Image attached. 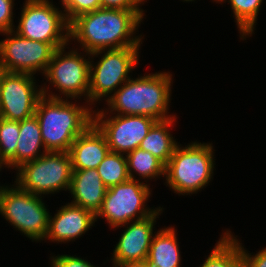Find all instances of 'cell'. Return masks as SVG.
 <instances>
[{
  "label": "cell",
  "mask_w": 266,
  "mask_h": 267,
  "mask_svg": "<svg viewBox=\"0 0 266 267\" xmlns=\"http://www.w3.org/2000/svg\"><path fill=\"white\" fill-rule=\"evenodd\" d=\"M14 1L15 0H0V33L14 30Z\"/></svg>",
  "instance_id": "obj_27"
},
{
  "label": "cell",
  "mask_w": 266,
  "mask_h": 267,
  "mask_svg": "<svg viewBox=\"0 0 266 267\" xmlns=\"http://www.w3.org/2000/svg\"><path fill=\"white\" fill-rule=\"evenodd\" d=\"M140 47L104 49L90 53L91 60L99 55L97 64L90 61L88 104L110 98L116 90L131 78L130 72L138 64ZM103 97H105L103 99ZM95 102V103H94Z\"/></svg>",
  "instance_id": "obj_6"
},
{
  "label": "cell",
  "mask_w": 266,
  "mask_h": 267,
  "mask_svg": "<svg viewBox=\"0 0 266 267\" xmlns=\"http://www.w3.org/2000/svg\"><path fill=\"white\" fill-rule=\"evenodd\" d=\"M118 267H148L146 263L124 264Z\"/></svg>",
  "instance_id": "obj_31"
},
{
  "label": "cell",
  "mask_w": 266,
  "mask_h": 267,
  "mask_svg": "<svg viewBox=\"0 0 266 267\" xmlns=\"http://www.w3.org/2000/svg\"><path fill=\"white\" fill-rule=\"evenodd\" d=\"M51 267H95L93 264L88 262L86 259L80 257L71 256L67 254L57 255L50 257Z\"/></svg>",
  "instance_id": "obj_28"
},
{
  "label": "cell",
  "mask_w": 266,
  "mask_h": 267,
  "mask_svg": "<svg viewBox=\"0 0 266 267\" xmlns=\"http://www.w3.org/2000/svg\"><path fill=\"white\" fill-rule=\"evenodd\" d=\"M212 143L178 145L165 166V183L178 195L197 194L209 184L215 169Z\"/></svg>",
  "instance_id": "obj_4"
},
{
  "label": "cell",
  "mask_w": 266,
  "mask_h": 267,
  "mask_svg": "<svg viewBox=\"0 0 266 267\" xmlns=\"http://www.w3.org/2000/svg\"><path fill=\"white\" fill-rule=\"evenodd\" d=\"M67 46L55 50L47 67L44 77L48 84H51L59 94L50 92V87L44 83L42 94L53 99H82L83 96L88 104L89 75H90V53L72 47L68 52ZM66 52V53H65ZM80 52V53H78ZM85 52V53H84ZM85 54V55H84ZM88 59H86L87 57ZM50 82V83H49ZM47 86V87H46ZM49 87V88H48ZM48 95V96H47ZM63 95V97L61 96ZM66 96V97H65Z\"/></svg>",
  "instance_id": "obj_5"
},
{
  "label": "cell",
  "mask_w": 266,
  "mask_h": 267,
  "mask_svg": "<svg viewBox=\"0 0 266 267\" xmlns=\"http://www.w3.org/2000/svg\"><path fill=\"white\" fill-rule=\"evenodd\" d=\"M56 211L53 217L50 213L49 228L45 237L53 243L75 241L89 231L96 222L94 213L69 202Z\"/></svg>",
  "instance_id": "obj_15"
},
{
  "label": "cell",
  "mask_w": 266,
  "mask_h": 267,
  "mask_svg": "<svg viewBox=\"0 0 266 267\" xmlns=\"http://www.w3.org/2000/svg\"><path fill=\"white\" fill-rule=\"evenodd\" d=\"M143 9L101 8L77 16L69 23V42L92 53L104 49L140 47L142 35L134 36L144 20ZM72 40V41H71Z\"/></svg>",
  "instance_id": "obj_1"
},
{
  "label": "cell",
  "mask_w": 266,
  "mask_h": 267,
  "mask_svg": "<svg viewBox=\"0 0 266 267\" xmlns=\"http://www.w3.org/2000/svg\"><path fill=\"white\" fill-rule=\"evenodd\" d=\"M23 5L15 32L27 39L50 43L55 49L70 44L69 23L53 2L25 0Z\"/></svg>",
  "instance_id": "obj_9"
},
{
  "label": "cell",
  "mask_w": 266,
  "mask_h": 267,
  "mask_svg": "<svg viewBox=\"0 0 266 267\" xmlns=\"http://www.w3.org/2000/svg\"><path fill=\"white\" fill-rule=\"evenodd\" d=\"M68 0H61L60 2H62V6L67 2Z\"/></svg>",
  "instance_id": "obj_34"
},
{
  "label": "cell",
  "mask_w": 266,
  "mask_h": 267,
  "mask_svg": "<svg viewBox=\"0 0 266 267\" xmlns=\"http://www.w3.org/2000/svg\"><path fill=\"white\" fill-rule=\"evenodd\" d=\"M149 116L93 113V123L106 137L110 152L127 155L139 147L154 125Z\"/></svg>",
  "instance_id": "obj_12"
},
{
  "label": "cell",
  "mask_w": 266,
  "mask_h": 267,
  "mask_svg": "<svg viewBox=\"0 0 266 267\" xmlns=\"http://www.w3.org/2000/svg\"><path fill=\"white\" fill-rule=\"evenodd\" d=\"M172 79L169 71L130 78L106 100L107 111L101 109L93 113L149 116L157 121L175 117L168 114Z\"/></svg>",
  "instance_id": "obj_2"
},
{
  "label": "cell",
  "mask_w": 266,
  "mask_h": 267,
  "mask_svg": "<svg viewBox=\"0 0 266 267\" xmlns=\"http://www.w3.org/2000/svg\"><path fill=\"white\" fill-rule=\"evenodd\" d=\"M0 34L6 36L0 41V67L4 71L44 75L56 50L50 43L24 38L14 30Z\"/></svg>",
  "instance_id": "obj_11"
},
{
  "label": "cell",
  "mask_w": 266,
  "mask_h": 267,
  "mask_svg": "<svg viewBox=\"0 0 266 267\" xmlns=\"http://www.w3.org/2000/svg\"><path fill=\"white\" fill-rule=\"evenodd\" d=\"M16 173L15 183L31 194L43 196L69 191L73 174L71 157L68 152L48 151L22 164Z\"/></svg>",
  "instance_id": "obj_8"
},
{
  "label": "cell",
  "mask_w": 266,
  "mask_h": 267,
  "mask_svg": "<svg viewBox=\"0 0 266 267\" xmlns=\"http://www.w3.org/2000/svg\"><path fill=\"white\" fill-rule=\"evenodd\" d=\"M129 178L136 180L135 174L148 183L149 179L165 177V165L148 151L136 148L126 155ZM135 174H134V173Z\"/></svg>",
  "instance_id": "obj_22"
},
{
  "label": "cell",
  "mask_w": 266,
  "mask_h": 267,
  "mask_svg": "<svg viewBox=\"0 0 266 267\" xmlns=\"http://www.w3.org/2000/svg\"><path fill=\"white\" fill-rule=\"evenodd\" d=\"M69 191L73 199L70 203L96 215L101 209L107 187L97 169H73Z\"/></svg>",
  "instance_id": "obj_17"
},
{
  "label": "cell",
  "mask_w": 266,
  "mask_h": 267,
  "mask_svg": "<svg viewBox=\"0 0 266 267\" xmlns=\"http://www.w3.org/2000/svg\"><path fill=\"white\" fill-rule=\"evenodd\" d=\"M239 245L241 247L244 267H266V247L259 250L256 254L251 255V253H248L247 250L244 249L240 241Z\"/></svg>",
  "instance_id": "obj_29"
},
{
  "label": "cell",
  "mask_w": 266,
  "mask_h": 267,
  "mask_svg": "<svg viewBox=\"0 0 266 267\" xmlns=\"http://www.w3.org/2000/svg\"><path fill=\"white\" fill-rule=\"evenodd\" d=\"M98 174L107 188L128 181L127 158L124 154L109 152L97 167Z\"/></svg>",
  "instance_id": "obj_24"
},
{
  "label": "cell",
  "mask_w": 266,
  "mask_h": 267,
  "mask_svg": "<svg viewBox=\"0 0 266 267\" xmlns=\"http://www.w3.org/2000/svg\"><path fill=\"white\" fill-rule=\"evenodd\" d=\"M199 267H244L237 237L229 229L222 233L211 253Z\"/></svg>",
  "instance_id": "obj_21"
},
{
  "label": "cell",
  "mask_w": 266,
  "mask_h": 267,
  "mask_svg": "<svg viewBox=\"0 0 266 267\" xmlns=\"http://www.w3.org/2000/svg\"><path fill=\"white\" fill-rule=\"evenodd\" d=\"M72 102L46 96L38 100L35 116L47 151L69 152L75 139L93 123V107Z\"/></svg>",
  "instance_id": "obj_3"
},
{
  "label": "cell",
  "mask_w": 266,
  "mask_h": 267,
  "mask_svg": "<svg viewBox=\"0 0 266 267\" xmlns=\"http://www.w3.org/2000/svg\"><path fill=\"white\" fill-rule=\"evenodd\" d=\"M19 127V140L16 148V169L22 164L33 161L48 152L43 144L39 121L35 114L19 121ZM41 148L43 152L40 150Z\"/></svg>",
  "instance_id": "obj_20"
},
{
  "label": "cell",
  "mask_w": 266,
  "mask_h": 267,
  "mask_svg": "<svg viewBox=\"0 0 266 267\" xmlns=\"http://www.w3.org/2000/svg\"><path fill=\"white\" fill-rule=\"evenodd\" d=\"M175 122L176 117L156 121L139 145V148L151 153L165 166L168 164L175 148L179 145L170 132V128L174 127Z\"/></svg>",
  "instance_id": "obj_19"
},
{
  "label": "cell",
  "mask_w": 266,
  "mask_h": 267,
  "mask_svg": "<svg viewBox=\"0 0 266 267\" xmlns=\"http://www.w3.org/2000/svg\"><path fill=\"white\" fill-rule=\"evenodd\" d=\"M102 8L100 0H68L62 9L66 21L70 23L77 16Z\"/></svg>",
  "instance_id": "obj_26"
},
{
  "label": "cell",
  "mask_w": 266,
  "mask_h": 267,
  "mask_svg": "<svg viewBox=\"0 0 266 267\" xmlns=\"http://www.w3.org/2000/svg\"><path fill=\"white\" fill-rule=\"evenodd\" d=\"M3 166H4V168L6 167V165H4L3 163L0 162V171L2 169H4V168H2ZM4 188H5L4 186H2V185L0 186V196H1V193L3 192Z\"/></svg>",
  "instance_id": "obj_32"
},
{
  "label": "cell",
  "mask_w": 266,
  "mask_h": 267,
  "mask_svg": "<svg viewBox=\"0 0 266 267\" xmlns=\"http://www.w3.org/2000/svg\"><path fill=\"white\" fill-rule=\"evenodd\" d=\"M35 81L33 75L2 69L1 118L21 121L35 114L38 100L43 96L42 86H36Z\"/></svg>",
  "instance_id": "obj_13"
},
{
  "label": "cell",
  "mask_w": 266,
  "mask_h": 267,
  "mask_svg": "<svg viewBox=\"0 0 266 267\" xmlns=\"http://www.w3.org/2000/svg\"><path fill=\"white\" fill-rule=\"evenodd\" d=\"M194 0H183V2H192Z\"/></svg>",
  "instance_id": "obj_35"
},
{
  "label": "cell",
  "mask_w": 266,
  "mask_h": 267,
  "mask_svg": "<svg viewBox=\"0 0 266 267\" xmlns=\"http://www.w3.org/2000/svg\"><path fill=\"white\" fill-rule=\"evenodd\" d=\"M227 0H218L216 3L222 4ZM234 14L237 28H239L240 39L246 40L247 36L254 33L257 16L263 0H228L227 1Z\"/></svg>",
  "instance_id": "obj_23"
},
{
  "label": "cell",
  "mask_w": 266,
  "mask_h": 267,
  "mask_svg": "<svg viewBox=\"0 0 266 267\" xmlns=\"http://www.w3.org/2000/svg\"><path fill=\"white\" fill-rule=\"evenodd\" d=\"M163 209V207L159 206L152 215L146 218L115 227L118 229L119 227H125L126 229L123 230L113 250V257L111 258L113 267L124 264L146 263L154 236L153 229L155 228L156 219L159 218L158 216Z\"/></svg>",
  "instance_id": "obj_14"
},
{
  "label": "cell",
  "mask_w": 266,
  "mask_h": 267,
  "mask_svg": "<svg viewBox=\"0 0 266 267\" xmlns=\"http://www.w3.org/2000/svg\"><path fill=\"white\" fill-rule=\"evenodd\" d=\"M12 186L6 185L1 193V216L32 241H45L50 212L46 208L42 196L31 194L16 183Z\"/></svg>",
  "instance_id": "obj_7"
},
{
  "label": "cell",
  "mask_w": 266,
  "mask_h": 267,
  "mask_svg": "<svg viewBox=\"0 0 266 267\" xmlns=\"http://www.w3.org/2000/svg\"><path fill=\"white\" fill-rule=\"evenodd\" d=\"M1 83H2V68L0 67V97H1Z\"/></svg>",
  "instance_id": "obj_33"
},
{
  "label": "cell",
  "mask_w": 266,
  "mask_h": 267,
  "mask_svg": "<svg viewBox=\"0 0 266 267\" xmlns=\"http://www.w3.org/2000/svg\"><path fill=\"white\" fill-rule=\"evenodd\" d=\"M149 185L138 179H129L107 188L101 209L95 215L96 221L102 217L112 229L152 215L157 208L145 204L152 194Z\"/></svg>",
  "instance_id": "obj_10"
},
{
  "label": "cell",
  "mask_w": 266,
  "mask_h": 267,
  "mask_svg": "<svg viewBox=\"0 0 266 267\" xmlns=\"http://www.w3.org/2000/svg\"><path fill=\"white\" fill-rule=\"evenodd\" d=\"M109 152L106 137L92 123L75 139L68 153L73 169H97Z\"/></svg>",
  "instance_id": "obj_16"
},
{
  "label": "cell",
  "mask_w": 266,
  "mask_h": 267,
  "mask_svg": "<svg viewBox=\"0 0 266 267\" xmlns=\"http://www.w3.org/2000/svg\"><path fill=\"white\" fill-rule=\"evenodd\" d=\"M103 8L112 9H141L147 0H100Z\"/></svg>",
  "instance_id": "obj_30"
},
{
  "label": "cell",
  "mask_w": 266,
  "mask_h": 267,
  "mask_svg": "<svg viewBox=\"0 0 266 267\" xmlns=\"http://www.w3.org/2000/svg\"><path fill=\"white\" fill-rule=\"evenodd\" d=\"M146 265L148 267H180L181 255L176 229L166 227L154 232Z\"/></svg>",
  "instance_id": "obj_18"
},
{
  "label": "cell",
  "mask_w": 266,
  "mask_h": 267,
  "mask_svg": "<svg viewBox=\"0 0 266 267\" xmlns=\"http://www.w3.org/2000/svg\"><path fill=\"white\" fill-rule=\"evenodd\" d=\"M19 121L0 117V162L16 170V148L19 140Z\"/></svg>",
  "instance_id": "obj_25"
}]
</instances>
